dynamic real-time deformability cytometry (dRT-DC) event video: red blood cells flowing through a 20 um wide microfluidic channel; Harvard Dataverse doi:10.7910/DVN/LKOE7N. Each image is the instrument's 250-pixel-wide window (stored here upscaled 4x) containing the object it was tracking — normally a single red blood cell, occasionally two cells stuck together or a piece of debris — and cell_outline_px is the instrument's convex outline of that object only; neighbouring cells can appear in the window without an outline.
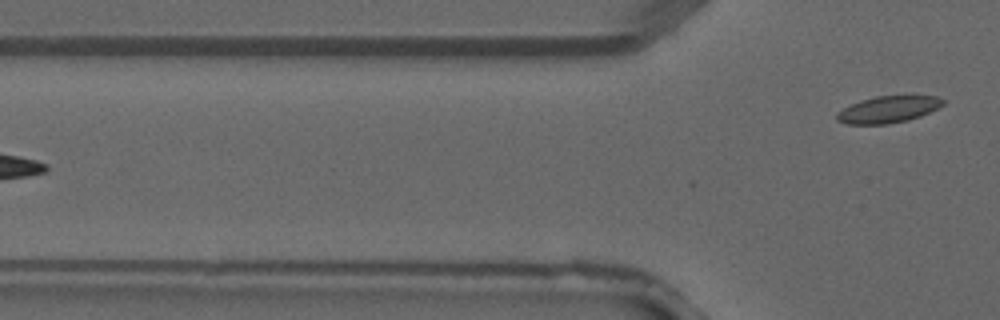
{"species": "common noctule bat (a hibernating species)", "species_latin": "Nyctalus noctula", "temperature_condition": "warm", "stored_images_in_passage": 5, "camera_frame_rate_fps": 3000, "um_per_image_px": 0.085, "animal": {"sex": "male", "forearm_length_mm": 52.5}, "frame": {"image": 1, "passage_image": 5, "time_ms": 1.333, "image_size_px": [1000, 320], "cell_outline_px": [[944, 104], [920, 116], [908, 120], [888, 124], [848, 124], [836, 120], [836, 112], [860, 100], [876, 96], [936, 96], [944, 100]], "centroid_in_image_um": [75.46, 9.31], "position_along_channel_um": 50.3, "area_um2": 16.36}}